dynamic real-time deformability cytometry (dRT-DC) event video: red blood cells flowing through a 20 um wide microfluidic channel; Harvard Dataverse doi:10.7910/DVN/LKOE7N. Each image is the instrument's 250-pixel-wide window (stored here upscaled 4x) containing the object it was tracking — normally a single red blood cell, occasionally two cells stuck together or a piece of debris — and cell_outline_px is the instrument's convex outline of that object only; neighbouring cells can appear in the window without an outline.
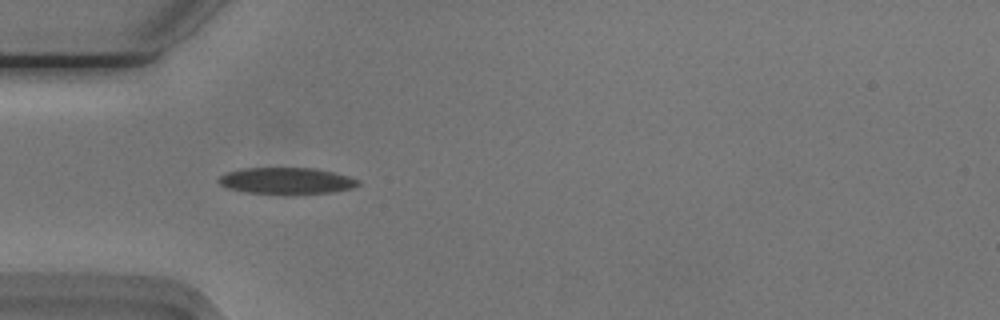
{"species": "Egyptian fruit bat (a non-hibernating species)", "species_latin": "Rousettus aegyptiacus", "temperature_condition": "cold", "stored_images_in_passage": 30, "camera_frame_rate_fps": 3000, "um_per_image_px": 0.085, "animal": {"sex": "male"}, "frame": {"image": 1, "passage_image": 1, "time_ms": 0.0, "image_size_px": [1000, 320], "cell_outline_px": [[360, 184], [352, 188], [332, 192], [292, 196], [284, 196], [248, 192], [228, 188], [220, 184], [216, 180], [220, 176], [228, 172], [244, 168], [316, 168], [348, 176], [360, 180]], "centroid_in_image_um": [24.37, 15.4], "position_along_channel_um": 60.6, "area_um2": 22.08}}
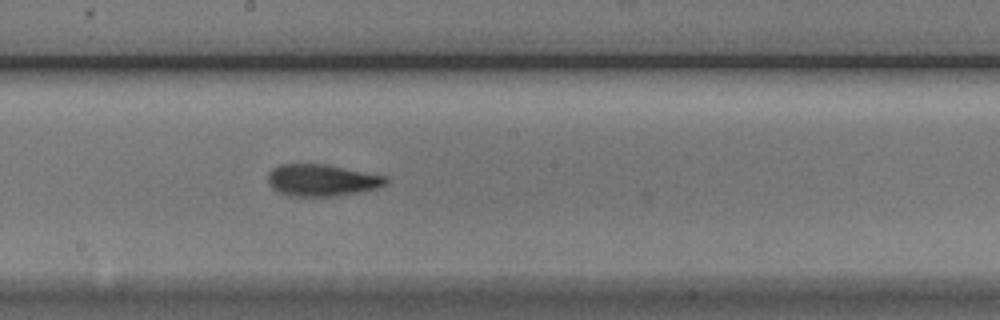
{"frame": {"image": 2, "passage_image": 14, "time_ms": 4.333, "image_size_px": [1000, 320], "cell_outline_px": [[388, 184], [376, 188], [360, 192], [336, 196], [288, 196], [272, 188], [268, 184], [268, 172], [272, 168], [280, 164], [328, 164], [388, 176]], "centroid_in_image_um": [27.38, 15.31], "position_along_channel_um": 220.8, "area_um2": 22.2}}
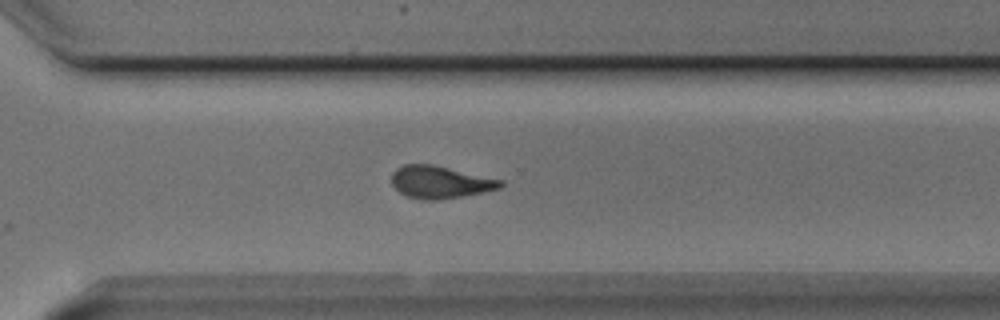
{"frame": {"image": 3, "passage_image": 23, "time_ms": 7.333, "image_size_px": [1000, 320], "cell_outline_px": [[504, 184], [500, 188], [484, 192], [464, 196], [436, 200], [424, 200], [408, 196], [400, 192], [392, 184], [392, 172], [396, 168], [404, 164], [432, 164], [504, 180]], "centroid_in_image_um": [37.43, 15.47], "position_along_channel_um": 333.2, "area_um2": 20.58}, "authors_computed_cell_mechanics": {"area_um2": 21.4438, "velocity_mm_per_s": 3.7513, "shape_relaxation_time_tau1_ms": 3.5775, "shape_relaxation_time_tau2_ms": 2.1985, "deformation_change_tau1": 0.1152, "deformation_change_tau2": 0.0729}}